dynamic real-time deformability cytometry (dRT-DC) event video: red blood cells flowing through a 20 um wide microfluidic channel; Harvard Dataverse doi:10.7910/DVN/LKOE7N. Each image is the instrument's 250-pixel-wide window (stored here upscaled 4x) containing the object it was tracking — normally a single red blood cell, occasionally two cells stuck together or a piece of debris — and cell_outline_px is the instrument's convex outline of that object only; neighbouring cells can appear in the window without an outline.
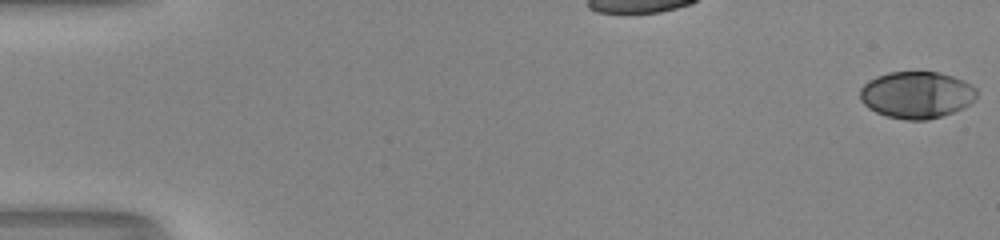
{"species": "human", "species_latin": "Homo sapiens", "temperature_condition": "room temperature", "stored_images_in_passage": 54, "camera_frame_rate_fps": 3000, "um_per_image_px": 0.085, "donor": {"sex": "male"}, "frame": {"image": 1, "passage_image": 1, "time_ms": 0.0, "image_size_px": [1000, 240], "cell_outline_px": [[976, 100], [952, 112], [928, 120], [904, 120], [888, 116], [876, 112], [868, 108], [860, 100], [860, 88], [868, 80], [876, 76], [888, 72], [940, 72], [964, 80], [972, 84], [976, 88]], "centroid_in_image_um": [77.9, 8.05], "position_along_channel_um": 7.1, "area_um2": 31.96}}
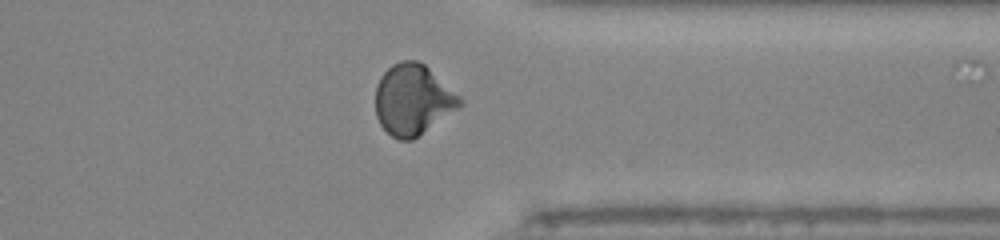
{"frame": {"image": 2, "passage_image": 43, "time_ms": 14.0, "image_size_px": [1000, 240], "cell_outline_px": [[464, 104], [412, 140], [400, 140], [392, 136], [380, 124], [376, 116], [376, 84], [380, 76], [392, 64], [400, 60], [416, 60], [424, 64], [460, 96], [464, 100]], "centroid_in_image_um": [35.08, 8.46], "position_along_channel_um": 376.3, "area_um2": 34.56}}
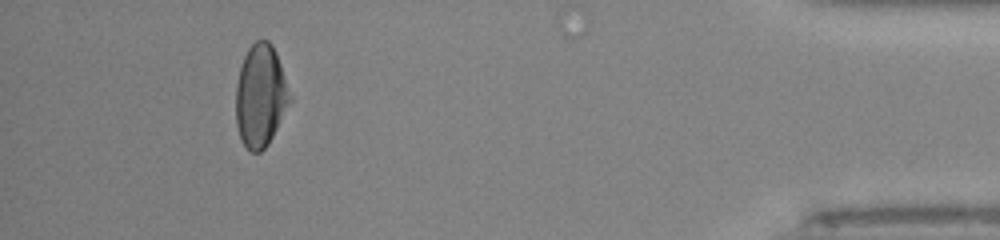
{"frame": {"image": 3, "passage_image": 50, "time_ms": 16.333, "image_size_px": [1000, 240], "cell_outline_px": [[292, 100], [268, 144], [260, 152], [252, 152], [240, 140], [236, 124], [236, 84], [240, 68], [244, 56], [248, 48], [256, 40], [268, 40], [272, 44], [276, 52]], "centroid_in_image_um": [22.13, 8.15], "position_along_channel_um": 413.1, "area_um2": 32.08}, "authors_computed_cell_mechanics": {"area_um2": 32.5414, "velocity_mm_per_s": 4.017, "shape_relaxation_time_tau1_ms": 4.5757, "shape_relaxation_time_tau2_ms": 1.421, "deformation_change_tau1": 0.1667, "deformation_change_tau2": 0.0386}}